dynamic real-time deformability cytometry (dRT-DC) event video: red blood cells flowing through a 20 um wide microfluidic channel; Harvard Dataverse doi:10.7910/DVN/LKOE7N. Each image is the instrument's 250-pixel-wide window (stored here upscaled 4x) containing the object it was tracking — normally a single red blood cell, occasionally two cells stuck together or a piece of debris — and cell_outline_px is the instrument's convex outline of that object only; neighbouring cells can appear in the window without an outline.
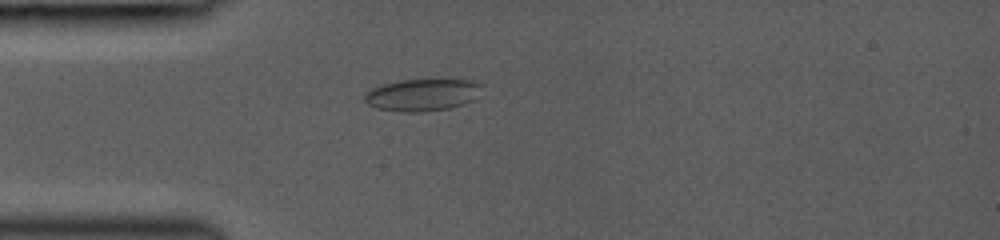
{"species": "common noctule bat (a hibernating species)", "species_latin": "Nyctalus noctula", "temperature_condition": "room temperature", "stored_images_in_passage": 2, "camera_frame_rate_fps": 3000, "um_per_image_px": 0.085, "animal": {"sex": "female", "body_mass_g": 19.0, "forearm_length_mm": 53.3}, "frame": {"image": 1, "passage_image": 1, "time_ms": 0.0, "image_size_px": [1000, 240], "cell_outline_px": [[480, 84], [472, 100], [464, 104], [448, 108], [420, 112], [404, 112], [376, 108], [368, 104], [364, 100], [364, 92], [372, 88], [384, 84], [400, 80], [472, 80]], "centroid_in_image_um": [35.81, 8.07], "position_along_channel_um": 49.2, "area_um2": 21.5}}